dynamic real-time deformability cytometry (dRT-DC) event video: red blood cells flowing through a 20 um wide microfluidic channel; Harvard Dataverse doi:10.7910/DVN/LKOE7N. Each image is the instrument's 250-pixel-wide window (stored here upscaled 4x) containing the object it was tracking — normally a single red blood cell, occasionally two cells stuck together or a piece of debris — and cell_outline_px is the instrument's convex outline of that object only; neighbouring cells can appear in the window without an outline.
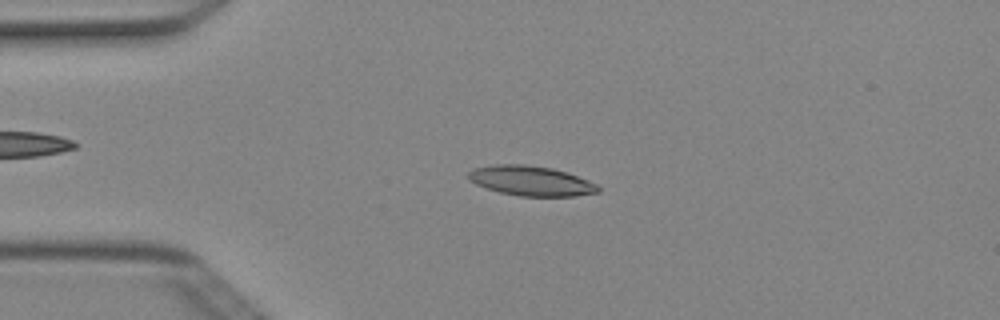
{"species": "Egyptian fruit bat (a non-hibernating species)", "species_latin": "Rousettus aegyptiacus", "temperature_condition": "cold", "stored_images_in_passage": 5, "camera_frame_rate_fps": 3000, "um_per_image_px": 0.085, "animal": {"sex": "female"}, "frame": {"image": 1, "passage_image": 3, "time_ms": 0.667, "image_size_px": [1000, 320], "cell_outline_px": [[600, 192], [576, 196], [520, 196], [500, 192], [476, 184], [468, 180], [468, 172], [472, 168], [496, 164], [524, 164], [552, 168], [568, 172], [588, 180], [596, 184], [600, 188]], "centroid_in_image_um": [45.14, 15.36], "position_along_channel_um": 39.9, "area_um2": 22.66}}
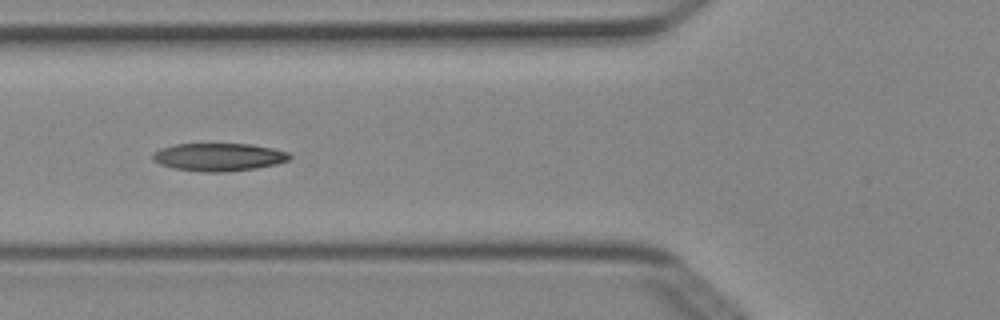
{"frame": {"image": 2, "passage_image": 5, "time_ms": 1.333, "image_size_px": [1000, 320], "cell_outline_px": [[292, 156], [288, 160], [276, 164], [256, 168], [228, 172], [200, 172], [172, 168], [160, 164], [152, 160], [152, 152], [160, 148], [176, 144], [252, 144], [272, 148], [288, 152]], "centroid_in_image_um": [18.56, 13.35], "position_along_channel_um": 107.2, "area_um2": 22.43}}